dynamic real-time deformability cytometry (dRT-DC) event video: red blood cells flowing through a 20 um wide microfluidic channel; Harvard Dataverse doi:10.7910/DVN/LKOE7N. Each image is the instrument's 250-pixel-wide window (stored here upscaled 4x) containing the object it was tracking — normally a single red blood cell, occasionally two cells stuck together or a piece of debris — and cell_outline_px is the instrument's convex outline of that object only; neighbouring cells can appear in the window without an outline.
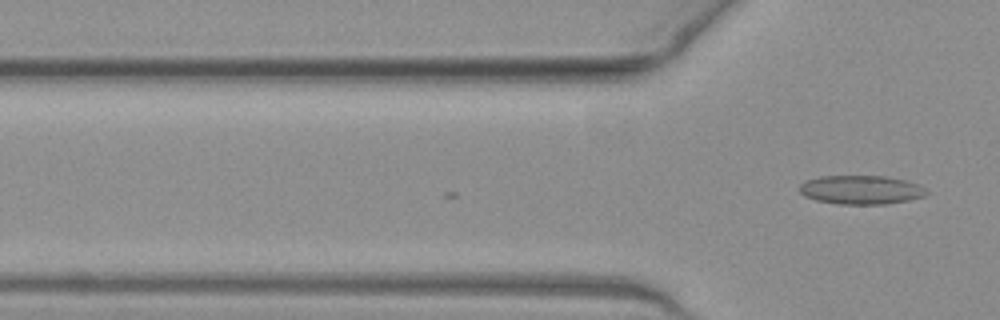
{"species": "common noctule bat (a hibernating species)", "species_latin": "Nyctalus noctula", "temperature_condition": "warm", "stored_images_in_passage": 4, "camera_frame_rate_fps": 3000, "um_per_image_px": 0.085, "animal": {"sex": "female", "body_mass_g": 19.3, "forearm_length_mm": 54.1}, "frame": {"image": 1, "passage_image": 4, "time_ms": 1.0, "image_size_px": [1000, 320], "cell_outline_px": [[932, 192], [924, 196], [908, 200], [884, 204], [836, 204], [816, 200], [804, 196], [800, 192], [800, 184], [808, 180], [820, 176], [884, 176], [904, 180], [916, 184]], "centroid_in_image_um": [73.19, 16.14], "position_along_channel_um": 52.6, "area_um2": 21.27}}